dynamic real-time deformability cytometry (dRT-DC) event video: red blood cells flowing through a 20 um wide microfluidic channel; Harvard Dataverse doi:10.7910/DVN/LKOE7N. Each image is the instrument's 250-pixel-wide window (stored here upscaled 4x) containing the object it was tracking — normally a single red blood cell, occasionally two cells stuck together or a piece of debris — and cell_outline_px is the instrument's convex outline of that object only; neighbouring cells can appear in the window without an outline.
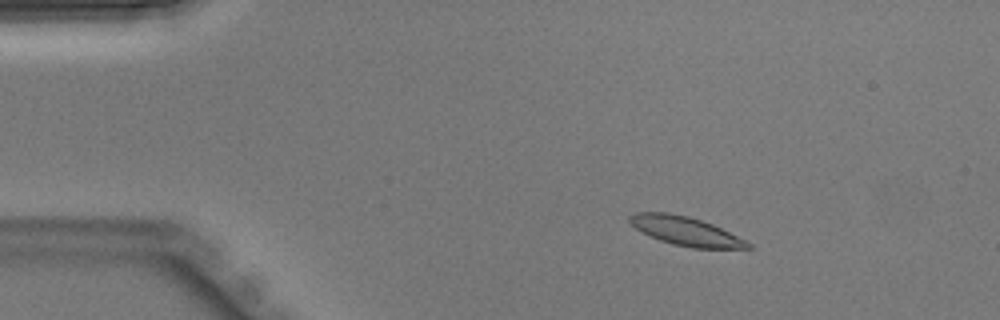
{"species": "Egyptian fruit bat (a non-hibernating species)", "species_latin": "Rousettus aegyptiacus", "temperature_condition": "warm", "stored_images_in_passage": 42, "camera_frame_rate_fps": 3000, "um_per_image_px": 0.085, "animal": {"sex": "male"}, "frame": {"image": 1, "passage_image": 5, "time_ms": 1.333, "image_size_px": [1000, 320], "cell_outline_px": [[756, 248], [692, 248], [672, 244], [660, 240], [636, 228], [628, 220], [628, 216], [636, 212], [668, 212], [688, 216], [712, 224], [752, 244]], "centroid_in_image_um": [58.27, 19.64], "position_along_channel_um": 26.7, "area_um2": 19.54}}
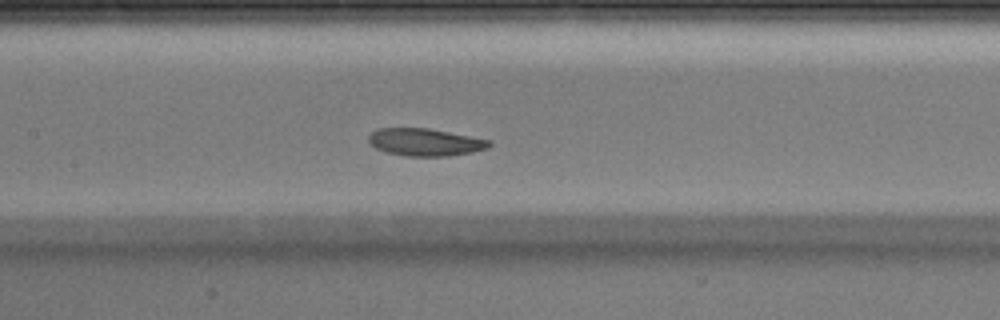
{"frame": {"image": 2, "passage_image": 19, "time_ms": 6.0, "image_size_px": [1000, 320], "cell_outline_px": [[492, 144], [488, 148], [472, 152], [448, 156], [408, 156], [388, 152], [376, 148], [368, 140], [368, 136], [376, 128], [428, 128], [492, 140]], "centroid_in_image_um": [36.16, 12.07], "position_along_channel_um": 171.2, "area_um2": 19.25}}
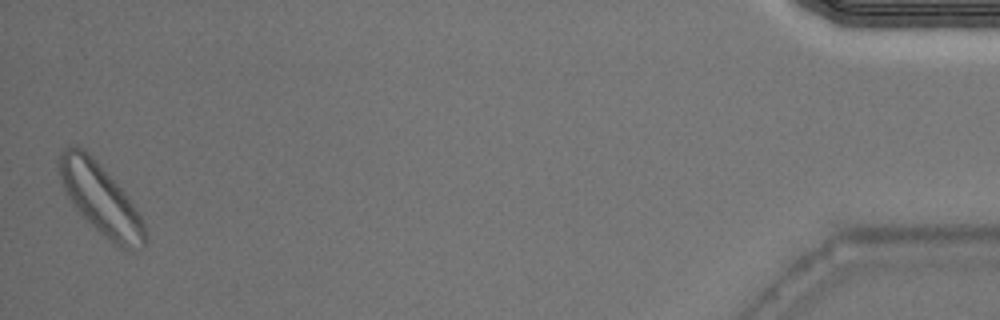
{"frame": {"image": 3, "passage_image": 42, "time_ms": 13.667, "image_size_px": [1000, 320], "cell_outline_px": [[148, 236], [144, 244], [140, 248], [132, 252], [120, 248], [96, 228], [76, 208], [68, 196], [64, 188], [60, 176], [60, 156], [64, 148], [84, 148], [96, 160], [120, 188], [136, 208], [144, 224]], "centroid_in_image_um": [8.61, 16.97], "position_along_channel_um": 426.6, "area_um2": 34.1}}